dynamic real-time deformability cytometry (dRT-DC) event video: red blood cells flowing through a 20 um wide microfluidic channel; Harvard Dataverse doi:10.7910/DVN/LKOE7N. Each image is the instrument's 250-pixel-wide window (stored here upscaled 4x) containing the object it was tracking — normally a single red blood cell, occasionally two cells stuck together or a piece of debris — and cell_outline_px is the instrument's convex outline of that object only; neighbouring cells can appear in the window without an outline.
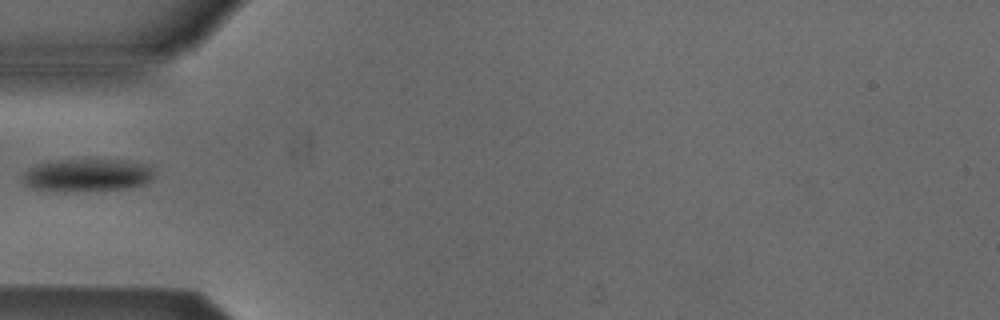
{"species": "Egyptian fruit bat (a non-hibernating species)", "species_latin": "Rousettus aegyptiacus", "temperature_condition": "cold", "stored_images_in_passage": 4, "camera_frame_rate_fps": 3000, "um_per_image_px": 0.085, "animal": {"sex": "male"}, "frame": {"image": 1, "passage_image": 4, "time_ms": 3.667, "image_size_px": [1000, 320], "cell_outline_px": [[152, 176], [144, 184], [124, 188], [64, 192], [32, 188], [24, 184], [24, 172], [28, 168], [36, 164], [48, 160], [124, 160], [140, 164], [152, 168]], "centroid_in_image_um": [7.31, 14.89], "position_along_channel_um": 77.7, "area_um2": 24.8}}